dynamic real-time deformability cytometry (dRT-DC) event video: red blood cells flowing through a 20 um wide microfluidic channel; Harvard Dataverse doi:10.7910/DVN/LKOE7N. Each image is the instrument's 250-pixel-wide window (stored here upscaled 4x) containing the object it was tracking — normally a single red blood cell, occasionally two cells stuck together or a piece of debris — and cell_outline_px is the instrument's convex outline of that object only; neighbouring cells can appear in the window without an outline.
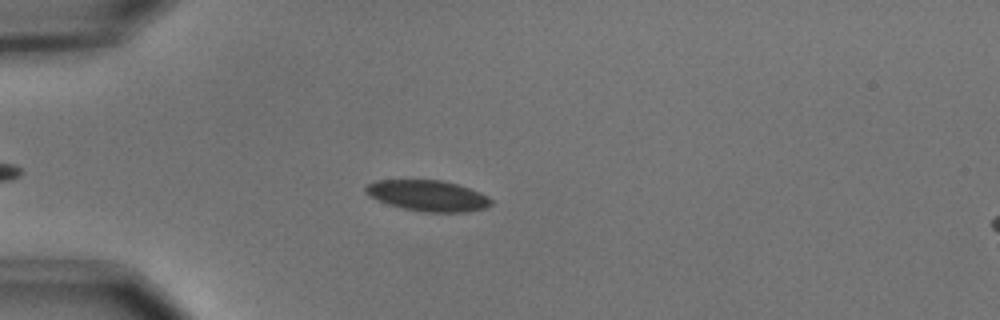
{"species": "common noctule bat (a hibernating species)", "species_latin": "Nyctalus noctula", "temperature_condition": "cold", "stored_images_in_passage": 43, "camera_frame_rate_fps": 3000, "um_per_image_px": 0.085, "animal": {"sex": "male", "body_mass_g": 15.6}, "frame": {"image": 1, "passage_image": 11, "time_ms": 3.333, "image_size_px": [1000, 320], "cell_outline_px": [[492, 204], [488, 208], [468, 212], [424, 212], [404, 208], [388, 204], [368, 196], [364, 192], [364, 188], [368, 184], [376, 180], [440, 180], [456, 184], [480, 192], [488, 196], [492, 200]], "centroid_in_image_um": [36.38, 16.64], "position_along_channel_um": 48.6, "area_um2": 22.66}}
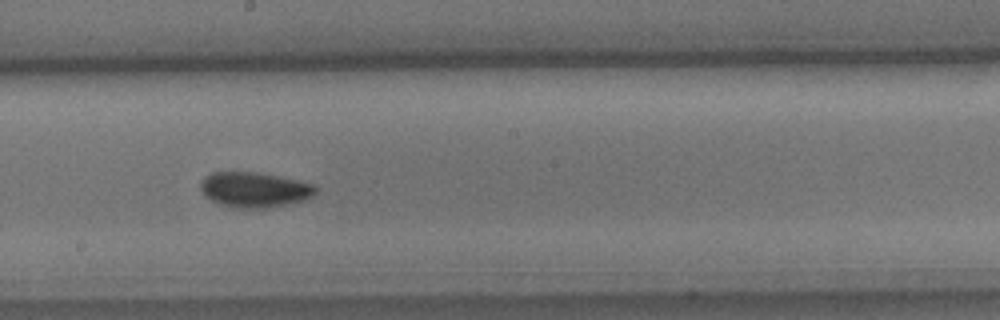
{"frame": {"image": 2, "passage_image": 27, "time_ms": 8.667, "image_size_px": [1000, 320], "cell_outline_px": [[316, 192], [312, 196], [300, 200], [268, 208], [236, 208], [220, 204], [204, 196], [200, 188], [200, 180], [204, 176], [212, 172], [256, 172], [296, 180], [312, 184], [316, 188]], "centroid_in_image_um": [21.55, 16.12], "position_along_channel_um": 226.7, "area_um2": 23.35}}
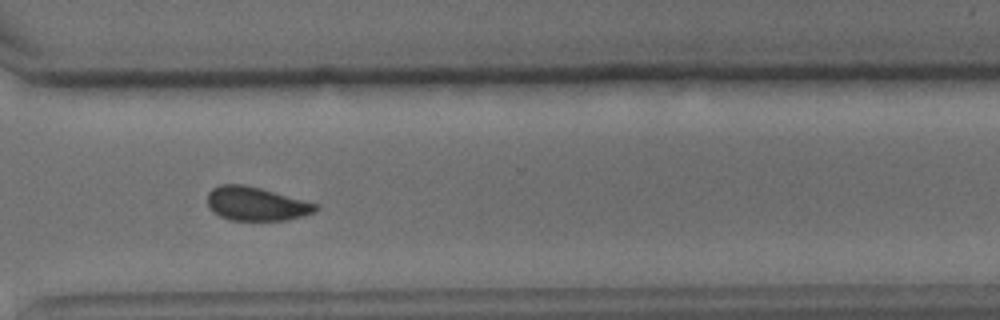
{"frame": {"image": 3, "passage_image": 37, "time_ms": 12.0, "image_size_px": [1000, 320], "cell_outline_px": [[320, 208], [316, 212], [304, 216], [288, 220], [232, 220], [220, 216], [208, 204], [208, 192], [212, 188], [220, 184], [244, 184], [260, 188], [316, 204]], "centroid_in_image_um": [21.79, 17.32], "position_along_channel_um": 348.8, "area_um2": 21.04}, "authors_computed_cell_mechanics": {"area_um2": 22.6576, "velocity_mm_per_s": 3.6752, "shape_relaxation_time_tau1_ms": 3.4119, "shape_relaxation_time_tau2_ms": 3.7974, "deformation_change_tau1": 0.0722, "deformation_change_tau2": 0.0771}}